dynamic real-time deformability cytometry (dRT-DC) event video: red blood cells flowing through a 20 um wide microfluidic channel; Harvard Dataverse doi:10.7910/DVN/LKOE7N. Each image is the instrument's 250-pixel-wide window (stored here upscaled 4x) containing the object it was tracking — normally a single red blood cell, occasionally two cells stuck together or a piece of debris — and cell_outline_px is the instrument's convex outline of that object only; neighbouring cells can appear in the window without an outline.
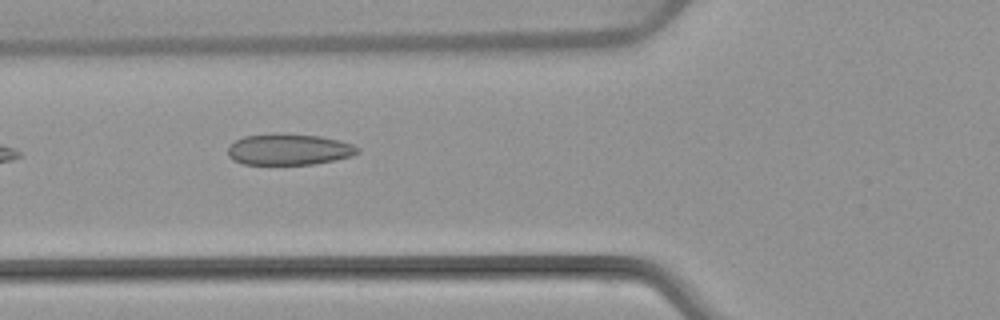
{"species": "common noctule bat (a hibernating species)", "species_latin": "Nyctalus noctula", "temperature_condition": "warm", "stored_images_in_passage": 5, "camera_frame_rate_fps": 3000, "um_per_image_px": 0.085, "animal": {"sex": "female", "body_mass_g": 22.7, "forearm_length_mm": 54.2}, "frame": {"image": 1, "passage_image": 4, "time_ms": 3.667, "image_size_px": [1000, 320], "cell_outline_px": [[360, 152], [352, 156], [336, 160], [312, 164], [244, 164], [232, 160], [228, 156], [228, 144], [244, 136], [276, 132], [320, 136], [340, 140], [352, 144], [360, 148]], "centroid_in_image_um": [24.55, 12.69], "position_along_channel_um": 101.2, "area_um2": 23.99}}
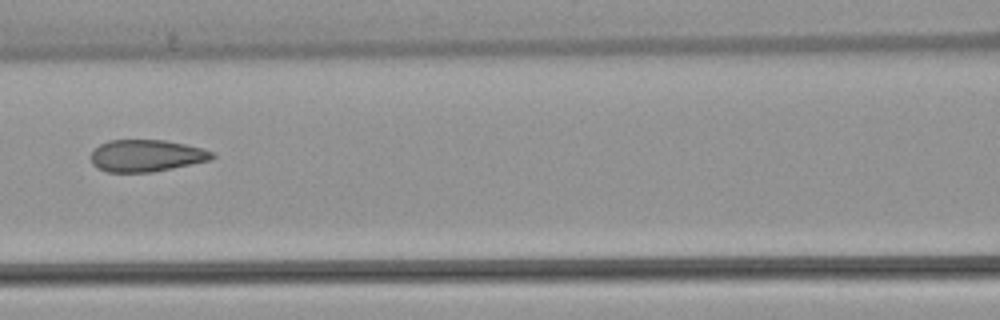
{"frame": {"image": 2, "passage_image": 5, "time_ms": 5.0, "image_size_px": [1000, 320], "cell_outline_px": [[216, 156], [208, 160], [172, 168], [152, 172], [108, 172], [96, 168], [92, 164], [92, 152], [100, 144], [108, 140], [164, 140], [204, 148], [212, 152]], "centroid_in_image_um": [12.42, 13.23], "position_along_channel_um": 154.2, "area_um2": 22.43}}